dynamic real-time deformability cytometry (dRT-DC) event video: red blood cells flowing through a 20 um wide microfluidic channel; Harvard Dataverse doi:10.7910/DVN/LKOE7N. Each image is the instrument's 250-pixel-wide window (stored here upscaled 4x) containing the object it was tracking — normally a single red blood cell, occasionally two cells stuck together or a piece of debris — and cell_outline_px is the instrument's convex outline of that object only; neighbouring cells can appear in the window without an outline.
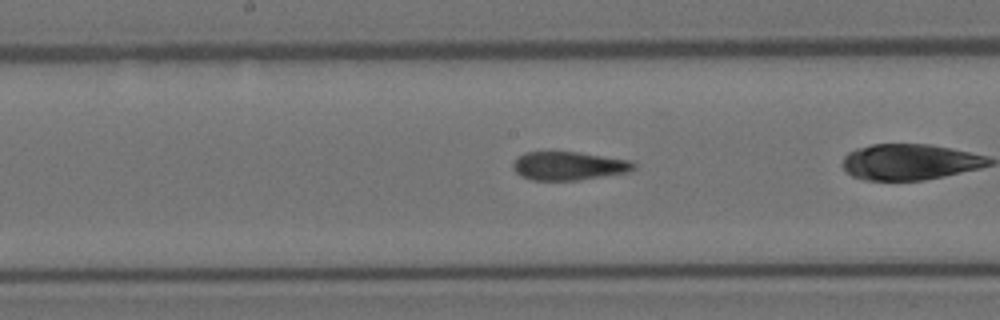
{"species": "Egyptian fruit bat (a non-hibernating species)", "species_latin": "Rousettus aegyptiacus", "temperature_condition": "room temperature", "stored_images_in_passage": 28, "camera_frame_rate_fps": 3000, "um_per_image_px": 0.085, "animal": {"sex": "female"}, "frame": {"image": 1, "passage_image": 13, "time_ms": 4.0, "image_size_px": [1000, 320], "cell_outline_px": [[636, 168], [628, 172], [580, 180], [532, 180], [520, 176], [512, 168], [512, 164], [516, 156], [524, 152], [580, 152], [632, 160], [636, 164]], "centroid_in_image_um": [48.34, 14.09], "position_along_channel_um": 199.9, "area_um2": 20.35}}
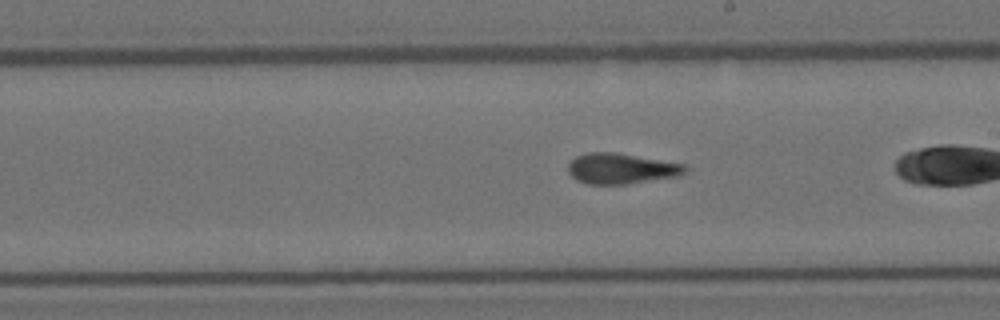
{"frame": {"image": 2, "passage_image": 16, "time_ms": 5.0, "image_size_px": [1000, 320], "cell_outline_px": [[688, 172], [680, 176], [624, 184], [588, 184], [576, 180], [568, 172], [568, 164], [576, 156], [588, 152], [616, 152], [684, 164], [688, 168]], "centroid_in_image_um": [52.81, 14.33], "position_along_channel_um": 236.2, "area_um2": 20.92}}